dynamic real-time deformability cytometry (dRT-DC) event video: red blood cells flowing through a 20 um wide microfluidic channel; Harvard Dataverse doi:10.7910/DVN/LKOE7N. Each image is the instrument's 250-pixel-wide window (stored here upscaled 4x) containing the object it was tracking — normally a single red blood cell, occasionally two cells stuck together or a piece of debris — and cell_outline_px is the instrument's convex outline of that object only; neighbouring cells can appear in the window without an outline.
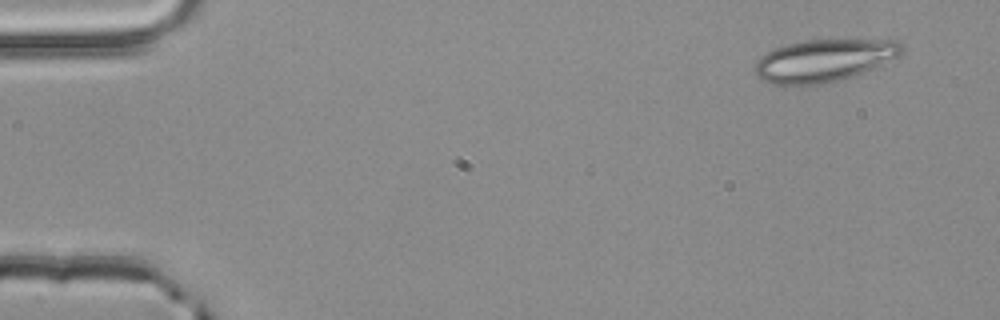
{"species": "common noctule bat (a hibernating species)", "species_latin": "Nyctalus noctula", "temperature_condition": "room temperature", "stored_images_in_passage": 3, "camera_frame_rate_fps": 3000, "um_per_image_px": 0.085, "animal": {"sex": "male", "body_mass_g": 20.4}, "frame": {"image": 1, "passage_image": 1, "time_ms": 0.0, "image_size_px": [1000, 320], "cell_outline_px": [[904, 48], [896, 56], [864, 72], [844, 80], [824, 84], [772, 84], [760, 80], [752, 72], [760, 56], [772, 48], [804, 40], [900, 40], [904, 44]], "centroid_in_image_um": [69.98, 5.15], "position_along_channel_um": 15.0, "area_um2": 36.36}}